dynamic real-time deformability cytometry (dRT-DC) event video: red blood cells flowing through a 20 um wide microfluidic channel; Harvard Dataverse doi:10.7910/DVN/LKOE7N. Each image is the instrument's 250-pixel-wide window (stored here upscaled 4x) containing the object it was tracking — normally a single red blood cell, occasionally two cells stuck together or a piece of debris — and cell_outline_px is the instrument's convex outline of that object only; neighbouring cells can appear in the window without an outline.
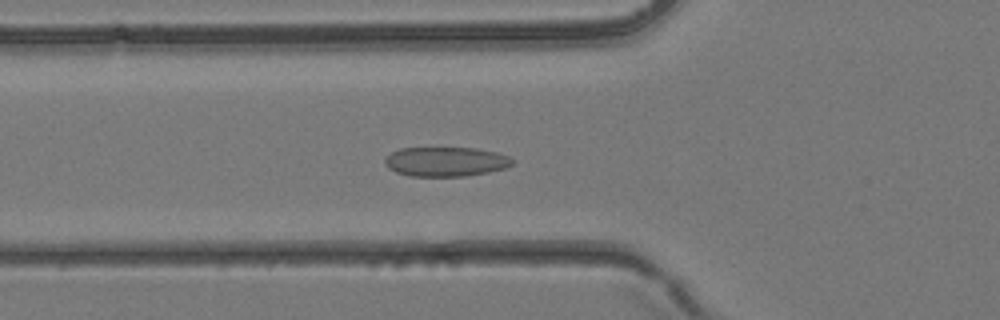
{"species": "common noctule bat (a hibernating species)", "species_latin": "Nyctalus noctula", "temperature_condition": "room temperature", "stored_images_in_passage": 38, "camera_frame_rate_fps": 3000, "um_per_image_px": 0.085, "animal": {"sex": "female", "body_mass_g": 24.6, "forearm_length_mm": 56.2}, "frame": {"image": 1, "passage_image": 13, "time_ms": 4.0, "image_size_px": [1000, 320], "cell_outline_px": [[512, 164], [504, 168], [464, 176], [412, 176], [396, 172], [384, 160], [392, 152], [400, 148], [472, 148], [492, 152], [508, 156], [512, 160]], "centroid_in_image_um": [37.87, 13.73], "position_along_channel_um": 87.9, "area_um2": 21.21}}
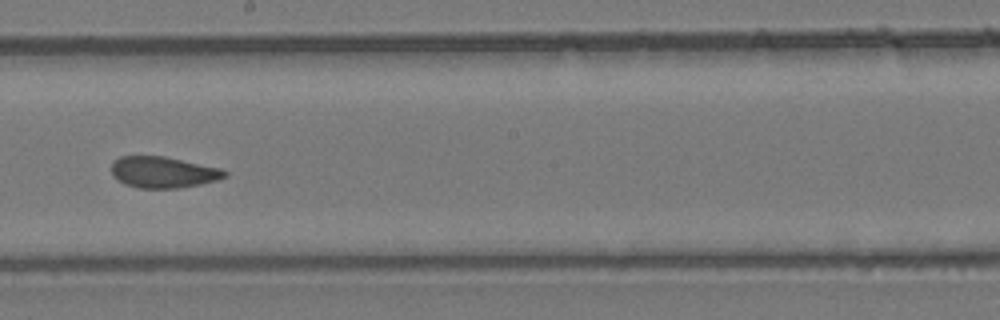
{"frame": {"image": 2, "passage_image": 21, "time_ms": 6.667, "image_size_px": [1000, 320], "cell_outline_px": [[228, 172], [224, 176], [216, 180], [176, 188], [140, 188], [128, 184], [120, 180], [112, 172], [112, 164], [120, 156], [164, 156], [220, 168]], "centroid_in_image_um": [13.87, 14.62], "position_along_channel_um": 234.3, "area_um2": 20.0}}
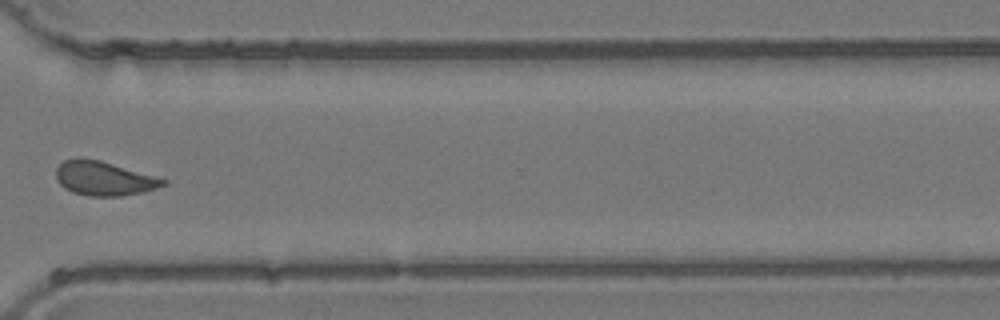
{"frame": {"image": 3, "passage_image": 28, "time_ms": 9.0, "image_size_px": [1000, 320], "cell_outline_px": [[168, 180], [164, 184], [140, 192], [120, 196], [88, 196], [72, 192], [64, 188], [56, 180], [56, 168], [64, 160], [100, 160]], "centroid_in_image_um": [8.79, 15.19], "position_along_channel_um": 361.8, "area_um2": 20.63}}